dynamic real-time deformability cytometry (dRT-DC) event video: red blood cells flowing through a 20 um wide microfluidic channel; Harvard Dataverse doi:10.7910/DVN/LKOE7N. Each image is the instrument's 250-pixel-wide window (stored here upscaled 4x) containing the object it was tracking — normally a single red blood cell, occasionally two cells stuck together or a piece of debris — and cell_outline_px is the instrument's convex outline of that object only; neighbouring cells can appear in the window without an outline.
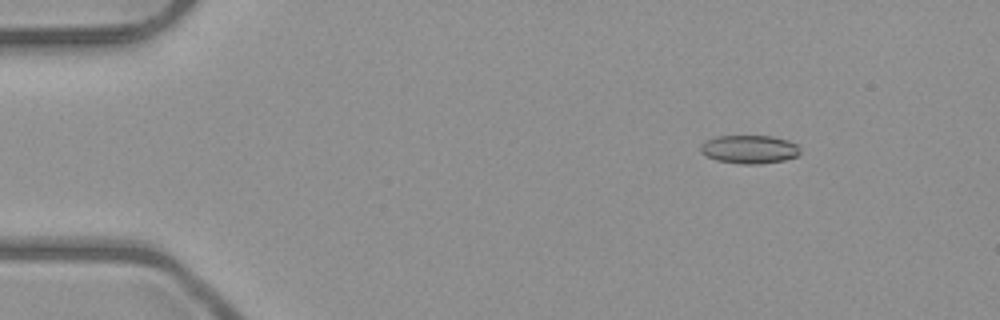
{"species": "common noctule bat (a hibernating species)", "species_latin": "Nyctalus noctula", "temperature_condition": "room temperature", "stored_images_in_passage": 6, "camera_frame_rate_fps": 3000, "um_per_image_px": 0.085, "animal": {"sex": "male", "body_mass_g": 23.1, "forearm_length_mm": 52.7}, "frame": {"image": 1, "passage_image": 3, "time_ms": 2.333, "image_size_px": [1000, 320], "cell_outline_px": [[800, 152], [796, 156], [784, 160], [760, 164], [740, 164], [716, 160], [700, 152], [700, 144], [704, 140], [716, 136], [772, 136], [788, 140], [796, 144]], "centroid_in_image_um": [63.66, 12.69], "position_along_channel_um": 21.3, "area_um2": 16.53}}